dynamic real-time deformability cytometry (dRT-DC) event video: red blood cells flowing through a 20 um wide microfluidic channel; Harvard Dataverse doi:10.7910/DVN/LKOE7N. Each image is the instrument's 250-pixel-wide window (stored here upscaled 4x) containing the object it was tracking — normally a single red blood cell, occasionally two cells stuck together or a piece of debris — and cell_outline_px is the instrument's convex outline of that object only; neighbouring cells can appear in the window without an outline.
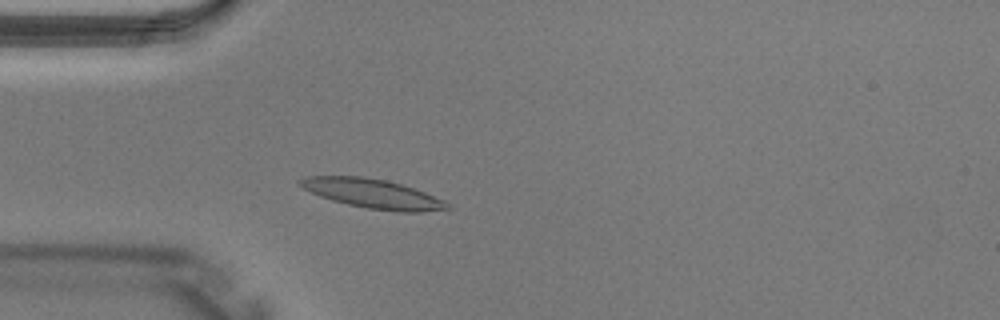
{"species": "Egyptian fruit bat (a non-hibernating species)", "species_latin": "Rousettus aegyptiacus", "temperature_condition": "warm", "stored_images_in_passage": 2, "camera_frame_rate_fps": 3000, "um_per_image_px": 0.085, "animal": {"sex": "male"}, "frame": {"image": 1, "passage_image": 2, "time_ms": 0.333, "image_size_px": [1000, 320], "cell_outline_px": [[452, 208], [424, 212], [396, 212], [368, 208], [348, 204], [332, 200], [320, 196], [296, 184], [296, 180], [308, 176], [364, 176], [384, 180], [400, 184], [424, 192], [444, 200]], "centroid_in_image_um": [31.66, 16.46], "position_along_channel_um": 53.3, "area_um2": 24.97}}